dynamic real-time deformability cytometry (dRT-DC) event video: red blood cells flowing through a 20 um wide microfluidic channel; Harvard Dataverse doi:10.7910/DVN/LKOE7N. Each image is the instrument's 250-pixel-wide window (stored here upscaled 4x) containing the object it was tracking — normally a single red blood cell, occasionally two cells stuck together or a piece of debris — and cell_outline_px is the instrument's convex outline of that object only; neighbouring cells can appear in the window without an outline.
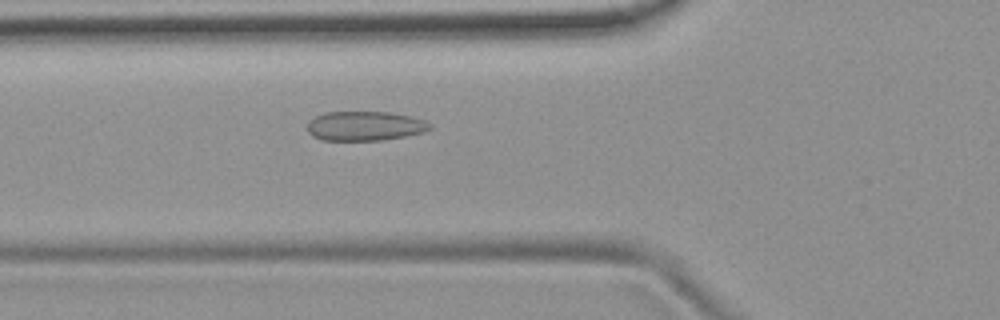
{"species": "common noctule bat (a hibernating species)", "species_latin": "Nyctalus noctula", "temperature_condition": "room temperature", "stored_images_in_passage": 51, "camera_frame_rate_fps": 3000, "um_per_image_px": 0.085, "animal": {"sex": "female", "body_mass_g": 19.9}, "frame": {"image": 1, "passage_image": 19, "time_ms": 6.0, "image_size_px": [1000, 320], "cell_outline_px": [[432, 128], [424, 132], [384, 140], [320, 140], [312, 136], [308, 132], [308, 120], [324, 112], [392, 112], [412, 116], [424, 120], [432, 124]], "centroid_in_image_um": [31.02, 10.7], "position_along_channel_um": 94.8, "area_um2": 21.21}}
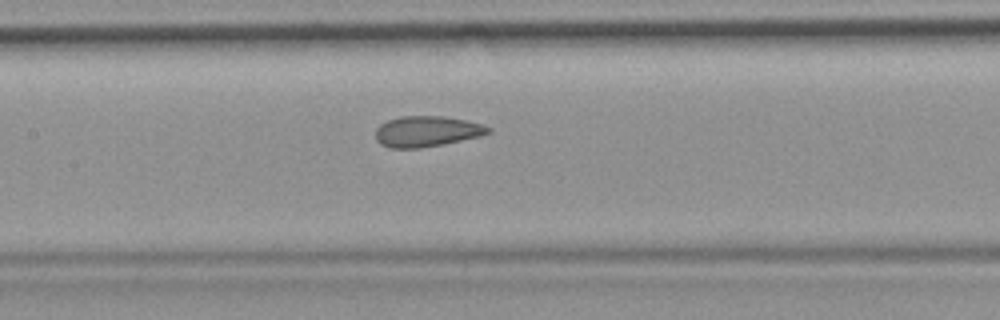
{"frame": {"image": 2, "passage_image": 25, "time_ms": 8.0, "image_size_px": [1000, 320], "cell_outline_px": [[492, 132], [480, 136], [444, 144], [420, 148], [388, 148], [380, 144], [376, 140], [376, 128], [380, 124], [388, 120], [400, 116], [444, 116], [464, 120], [480, 124], [492, 128]], "centroid_in_image_um": [36.26, 11.17], "position_along_channel_um": 171.1, "area_um2": 20.23}}
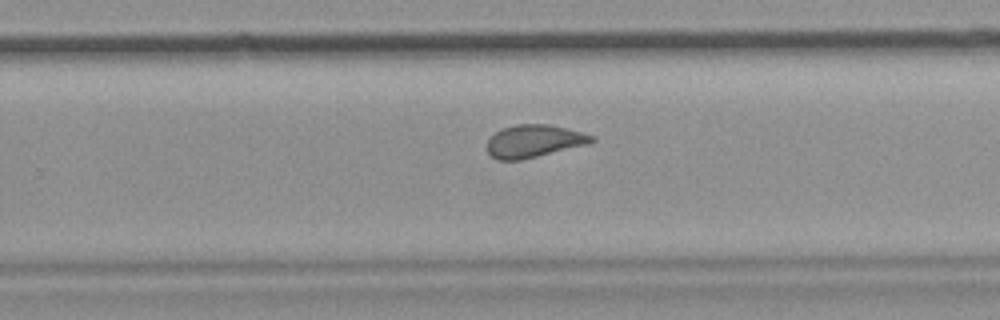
{"frame": {"image": 3, "passage_image": 34, "time_ms": 11.0, "image_size_px": [1000, 320], "cell_outline_px": [[596, 140], [588, 144], [520, 160], [496, 160], [488, 152], [488, 136], [504, 128], [516, 124], [548, 124], [580, 132], [592, 136]], "centroid_in_image_um": [45.34, 11.99], "position_along_channel_um": 284.5, "area_um2": 19.59}}